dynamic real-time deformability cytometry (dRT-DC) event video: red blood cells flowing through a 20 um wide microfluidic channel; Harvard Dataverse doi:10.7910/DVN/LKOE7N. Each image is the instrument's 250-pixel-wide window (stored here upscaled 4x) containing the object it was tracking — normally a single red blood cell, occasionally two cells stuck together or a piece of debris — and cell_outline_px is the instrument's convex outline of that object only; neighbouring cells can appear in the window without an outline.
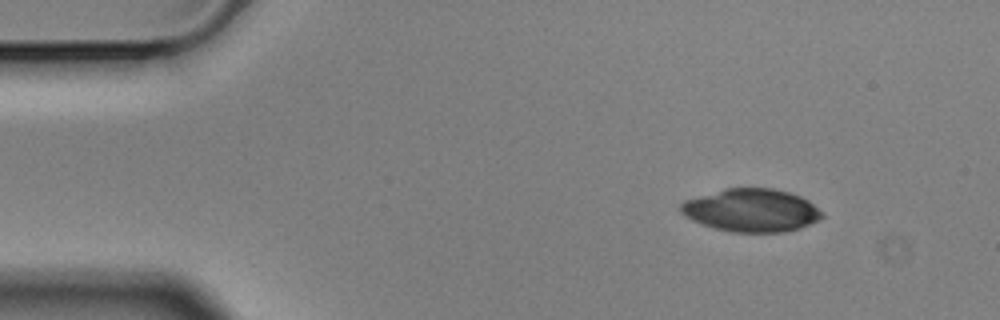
{"species": "Egyptian fruit bat (a non-hibernating species)", "species_latin": "Rousettus aegyptiacus", "temperature_condition": "cold", "stored_images_in_passage": 5, "camera_frame_rate_fps": 3000, "um_per_image_px": 0.085, "animal": {"sex": "male"}, "frame": {"image": 1, "passage_image": 1, "time_ms": 0.0, "image_size_px": [1000, 320], "cell_outline_px": [[824, 216], [820, 220], [800, 228], [784, 232], [732, 232], [700, 224], [684, 216], [680, 212], [680, 204], [684, 200], [724, 188], [772, 188], [788, 192], [800, 196], [808, 200], [824, 212]], "centroid_in_image_um": [63.87, 17.87], "position_along_channel_um": 21.1, "area_um2": 35.6}}